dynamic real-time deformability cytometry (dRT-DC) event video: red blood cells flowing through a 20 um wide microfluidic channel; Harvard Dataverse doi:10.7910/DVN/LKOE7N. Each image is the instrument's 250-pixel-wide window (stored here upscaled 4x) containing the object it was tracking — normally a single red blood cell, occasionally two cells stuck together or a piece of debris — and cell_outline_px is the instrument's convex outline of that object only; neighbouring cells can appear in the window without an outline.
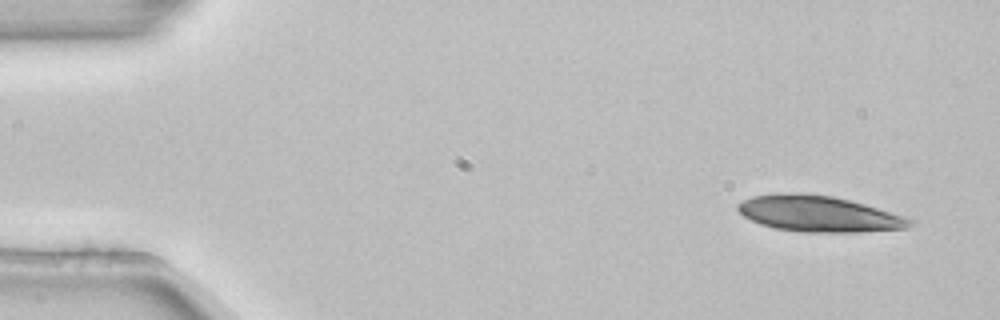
{"species": "common noctule bat (a hibernating species)", "species_latin": "Nyctalus noctula", "temperature_condition": "room temperature", "stored_images_in_passage": 4, "camera_frame_rate_fps": 3000, "um_per_image_px": 0.085, "animal": {"sex": "female", "body_mass_g": 22.7, "forearm_length_mm": 54.2}, "frame": {"image": 1, "passage_image": 1, "time_ms": 0.0, "image_size_px": [1000, 320], "cell_outline_px": [[916, 224], [908, 228], [860, 232], [800, 232], [776, 228], [760, 224], [744, 216], [736, 208], [736, 204], [752, 196], [800, 192], [832, 196], [864, 204], [908, 216]], "centroid_in_image_um": [69.65, 18.18], "position_along_channel_um": 15.4, "area_um2": 36.13}}